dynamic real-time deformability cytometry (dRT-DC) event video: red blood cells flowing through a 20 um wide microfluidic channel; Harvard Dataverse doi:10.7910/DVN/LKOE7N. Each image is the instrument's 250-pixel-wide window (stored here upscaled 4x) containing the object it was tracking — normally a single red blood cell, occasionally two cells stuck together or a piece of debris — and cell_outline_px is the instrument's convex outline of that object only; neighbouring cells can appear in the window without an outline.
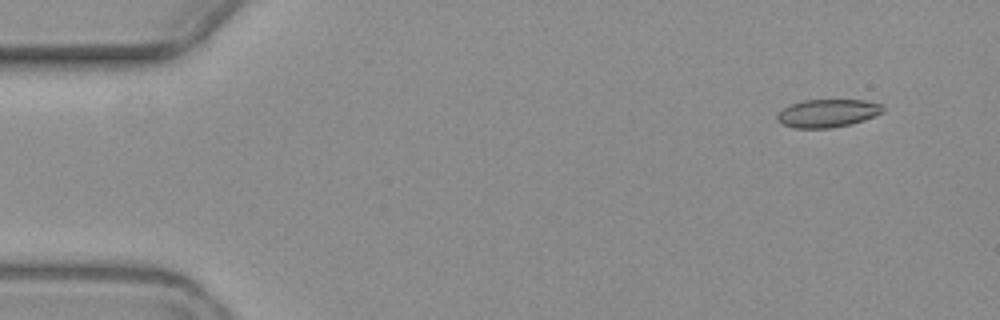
{"species": "common noctule bat (a hibernating species)", "species_latin": "Nyctalus noctula", "temperature_condition": "warm", "stored_images_in_passage": 6, "camera_frame_rate_fps": 3000, "um_per_image_px": 0.085, "animal": {"sex": "female", "body_mass_g": 19.3, "forearm_length_mm": 54.1}, "frame": {"image": 1, "passage_image": 2, "time_ms": 1.0, "image_size_px": [1000, 320], "cell_outline_px": [[884, 112], [864, 120], [848, 124], [828, 128], [796, 128], [784, 124], [776, 120], [776, 116], [784, 108], [792, 104], [804, 100], [864, 100], [884, 104]], "centroid_in_image_um": [70.38, 9.61], "position_along_channel_um": 14.6, "area_um2": 17.11}}